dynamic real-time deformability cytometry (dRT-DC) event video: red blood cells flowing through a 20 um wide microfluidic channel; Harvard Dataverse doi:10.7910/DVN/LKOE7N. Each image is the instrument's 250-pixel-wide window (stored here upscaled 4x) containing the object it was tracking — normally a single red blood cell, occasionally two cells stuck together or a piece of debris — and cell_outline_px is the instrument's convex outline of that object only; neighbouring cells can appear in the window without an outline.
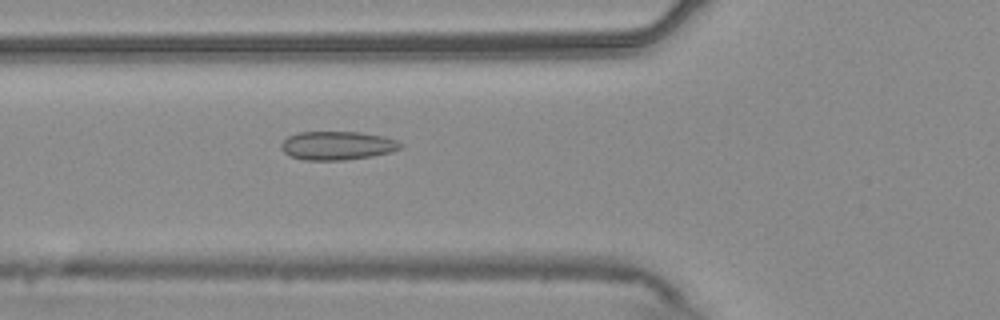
{"species": "common noctule bat (a hibernating species)", "species_latin": "Nyctalus noctula", "temperature_condition": "warm", "stored_images_in_passage": 51, "camera_frame_rate_fps": 3000, "um_per_image_px": 0.085, "animal": {"sex": "male", "body_mass_g": 20.4}, "frame": {"image": 1, "passage_image": 17, "time_ms": 5.333, "image_size_px": [1000, 320], "cell_outline_px": [[404, 144], [400, 148], [392, 152], [372, 156], [344, 160], [304, 160], [292, 156], [284, 152], [280, 148], [280, 144], [288, 136], [300, 132], [360, 132], [384, 136], [396, 140]], "centroid_in_image_um": [28.68, 12.37], "position_along_channel_um": 97.1, "area_um2": 19.94}}
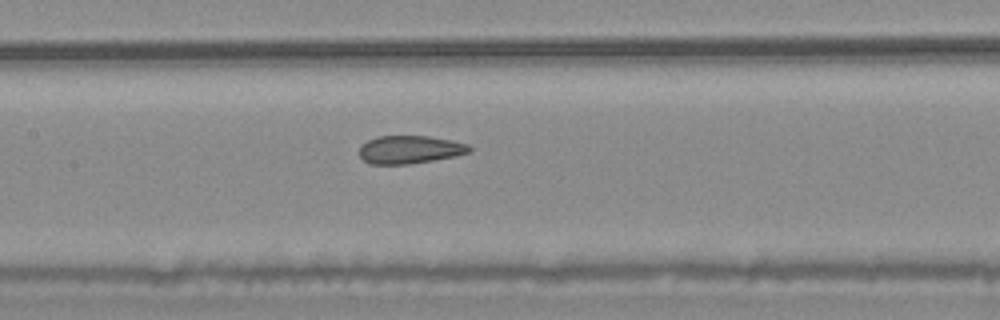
{"frame": {"image": 2, "passage_image": 23, "time_ms": 7.333, "image_size_px": [1000, 320], "cell_outline_px": [[472, 152], [456, 156], [408, 164], [372, 164], [364, 160], [360, 156], [360, 144], [376, 136], [428, 136], [468, 144], [472, 148]], "centroid_in_image_um": [34.83, 12.71], "position_along_channel_um": 172.6, "area_um2": 17.92}}
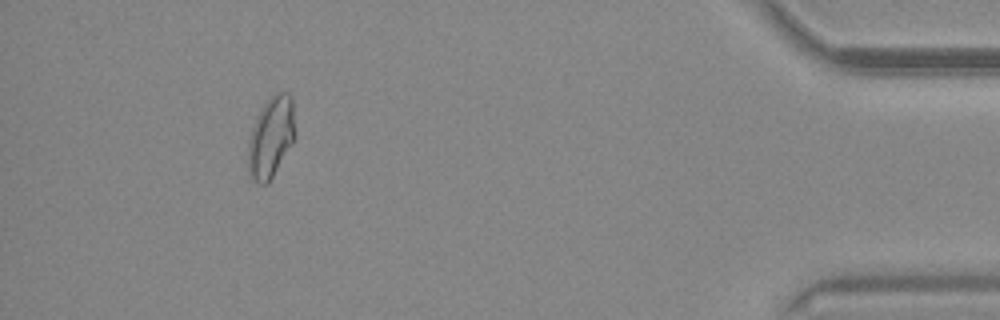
{"frame": {"image": 3, "passage_image": 47, "time_ms": 15.333, "image_size_px": [1000, 320], "cell_outline_px": [[296, 136], [268, 184], [256, 184], [252, 180], [248, 172], [248, 140], [256, 116], [260, 108], [276, 92], [288, 92], [292, 96]], "centroid_in_image_um": [23.03, 11.66], "position_along_channel_um": 412.2, "area_um2": 22.43}, "authors_computed_cell_mechanics": {"area_um2": 19.8254, "velocity_mm_per_s": 3.7417, "shape_relaxation_time_tau1_ms": null, "shape_relaxation_time_tau2_ms": 0.9009, "deformation_change_tau1": null, "deformation_change_tau2": 0.0481}}